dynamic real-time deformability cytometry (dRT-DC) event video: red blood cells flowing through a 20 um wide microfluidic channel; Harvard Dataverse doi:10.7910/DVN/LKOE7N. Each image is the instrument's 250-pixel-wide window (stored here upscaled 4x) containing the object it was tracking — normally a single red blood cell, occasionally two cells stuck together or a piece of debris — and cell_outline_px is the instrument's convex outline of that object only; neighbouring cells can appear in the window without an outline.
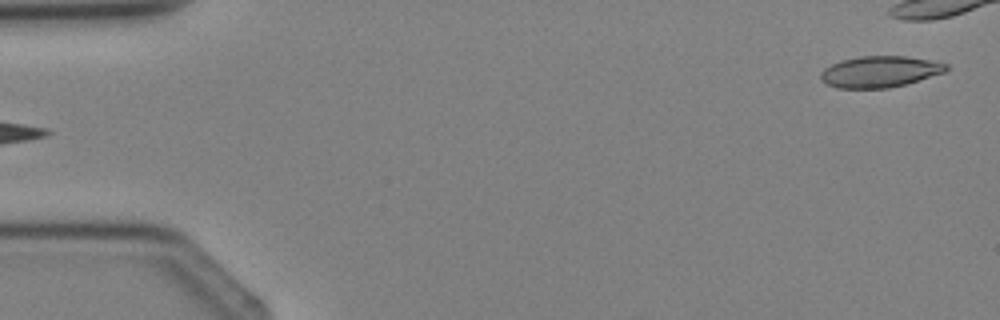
{"species": "Egyptian fruit bat (a non-hibernating species)", "species_latin": "Rousettus aegyptiacus", "temperature_condition": "cold", "stored_images_in_passage": 4, "camera_frame_rate_fps": 3000, "um_per_image_px": 0.085, "animal": {"sex": "female"}, "frame": {"image": 1, "passage_image": 4, "time_ms": 4.333, "image_size_px": [1000, 320], "cell_outline_px": [[948, 68], [944, 72], [904, 84], [888, 88], [836, 88], [820, 80], [820, 72], [824, 68], [840, 60], [860, 56], [904, 56], [928, 60], [948, 64]], "centroid_in_image_um": [74.72, 6.09], "position_along_channel_um": 10.3, "area_um2": 22.66}}